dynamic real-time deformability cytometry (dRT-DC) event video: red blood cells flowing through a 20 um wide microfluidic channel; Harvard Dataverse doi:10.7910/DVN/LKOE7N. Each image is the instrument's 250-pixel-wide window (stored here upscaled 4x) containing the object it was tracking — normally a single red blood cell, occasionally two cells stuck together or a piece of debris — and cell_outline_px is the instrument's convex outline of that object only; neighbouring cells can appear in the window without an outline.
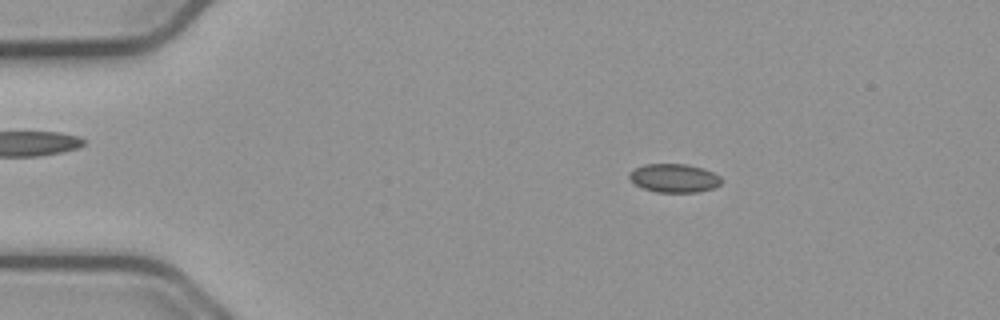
{"species": "common noctule bat (a hibernating species)", "species_latin": "Nyctalus noctula", "temperature_condition": "cold", "stored_images_in_passage": 54, "camera_frame_rate_fps": 3000, "um_per_image_px": 0.085, "animal": {"sex": "male", "body_mass_g": 23.1, "forearm_length_mm": 52.7}, "frame": {"image": 1, "passage_image": 9, "time_ms": 2.667, "image_size_px": [1000, 320], "cell_outline_px": [[724, 180], [720, 184], [712, 188], [696, 192], [656, 192], [644, 188], [636, 184], [628, 176], [628, 172], [644, 164], [688, 164], [704, 168], [720, 176]], "centroid_in_image_um": [57.32, 15.13], "position_along_channel_um": 27.7, "area_um2": 15.32}}
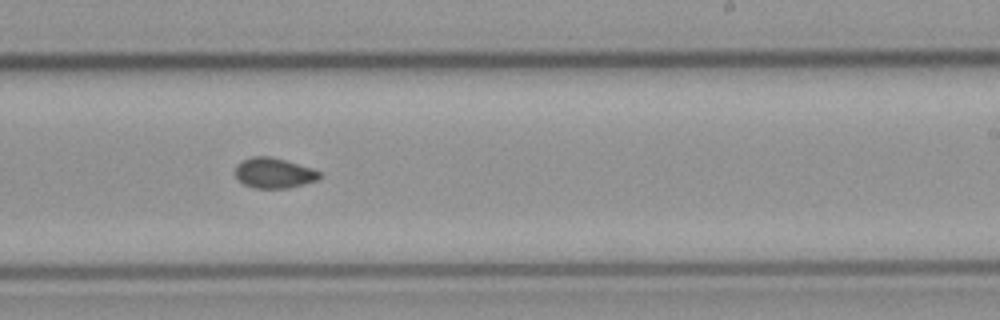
{"frame": {"image": 2, "passage_image": 33, "time_ms": 10.667, "image_size_px": [1000, 320], "cell_outline_px": [[320, 176], [316, 180], [288, 188], [256, 188], [244, 184], [236, 176], [236, 164], [252, 156], [268, 156], [284, 160], [312, 168], [320, 172]], "centroid_in_image_um": [23.27, 14.7], "position_along_channel_um": 265.7, "area_um2": 14.57}}
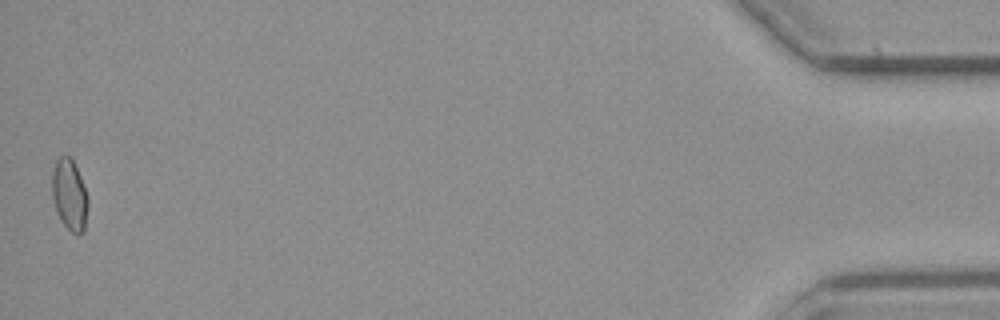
{"frame": {"image": 3, "passage_image": 54, "time_ms": 17.667, "image_size_px": [1000, 320], "cell_outline_px": [[88, 204], [84, 232], [76, 236], [60, 220], [56, 212], [52, 200], [52, 172], [56, 160], [60, 156], [68, 156], [72, 160], [80, 176], [88, 196]], "centroid_in_image_um": [5.9, 16.6], "position_along_channel_um": 429.3, "area_um2": 14.97}, "authors_computed_cell_mechanics": {"area_um2": 14.9702, "velocity_mm_per_s": 3.754, "shape_relaxation_time_tau1_ms": null, "shape_relaxation_time_tau2_ms": 1.845, "deformation_change_tau1": null, "deformation_change_tau2": 0.0494}}